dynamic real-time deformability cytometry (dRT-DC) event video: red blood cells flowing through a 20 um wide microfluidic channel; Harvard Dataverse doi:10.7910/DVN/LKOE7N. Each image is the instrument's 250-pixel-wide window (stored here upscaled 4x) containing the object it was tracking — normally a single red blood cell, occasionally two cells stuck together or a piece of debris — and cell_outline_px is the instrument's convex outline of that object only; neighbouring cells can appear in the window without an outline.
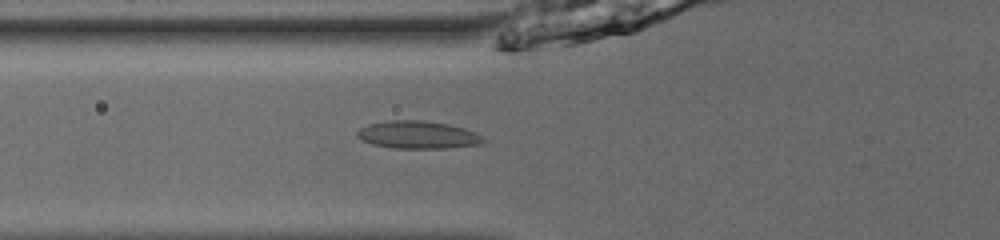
{"species": "common noctule bat (a hibernating species)", "species_latin": "Nyctalus noctula", "temperature_condition": "room temperature", "stored_images_in_passage": 53, "camera_frame_rate_fps": 3000, "um_per_image_px": 0.085, "animal": {"sex": "male", "body_mass_g": 13.0, "forearm_length_mm": 53.1}, "frame": {"image": 1, "passage_image": 22, "time_ms": 7.0, "image_size_px": [1000, 240], "cell_outline_px": [[488, 140], [480, 144], [448, 148], [392, 148], [372, 144], [356, 136], [356, 132], [360, 128], [368, 124], [388, 120], [424, 120], [448, 124], [464, 128], [476, 132], [484, 136]], "centroid_in_image_um": [35.55, 11.45], "position_along_channel_um": 90.2, "area_um2": 20.52}}
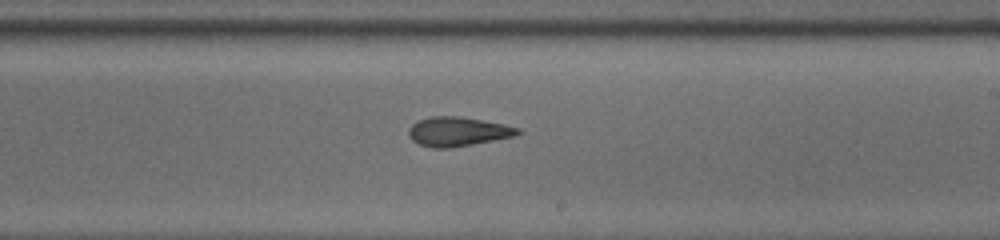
{"frame": {"image": 2, "passage_image": 34, "time_ms": 11.0, "image_size_px": [1000, 240], "cell_outline_px": [[524, 132], [512, 136], [472, 144], [448, 148], [432, 148], [420, 144], [412, 140], [408, 132], [408, 128], [412, 124], [428, 116], [460, 116], [504, 124], [520, 128]], "centroid_in_image_um": [38.9, 11.17], "position_along_channel_um": 250.1, "area_um2": 18.5}}
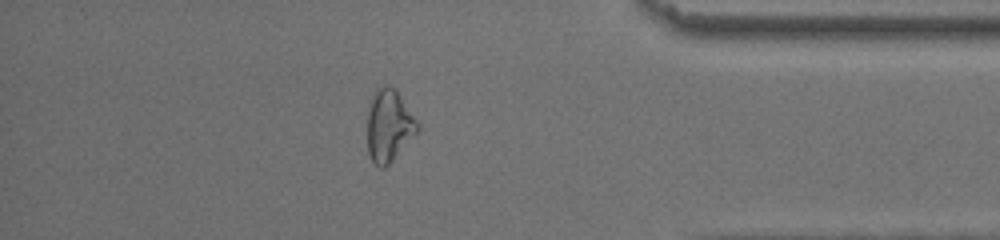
{"frame": {"image": 3, "passage_image": 47, "time_ms": 15.333, "image_size_px": [1000, 240], "cell_outline_px": [[420, 128], [388, 164], [384, 168], [380, 168], [372, 160], [368, 152], [368, 100], [372, 92], [376, 88], [388, 84], [400, 96], [420, 124]], "centroid_in_image_um": [33.03, 10.63], "position_along_channel_um": 402.2, "area_um2": 20.87}, "authors_computed_cell_mechanics": {"area_um2": 19.941, "velocity_mm_per_s": 3.969, "shape_relaxation_time_tau1_ms": 5.6443, "shape_relaxation_time_tau2_ms": 2.33, "deformation_change_tau1": 0.1549, "deformation_change_tau2": 0.0988}}